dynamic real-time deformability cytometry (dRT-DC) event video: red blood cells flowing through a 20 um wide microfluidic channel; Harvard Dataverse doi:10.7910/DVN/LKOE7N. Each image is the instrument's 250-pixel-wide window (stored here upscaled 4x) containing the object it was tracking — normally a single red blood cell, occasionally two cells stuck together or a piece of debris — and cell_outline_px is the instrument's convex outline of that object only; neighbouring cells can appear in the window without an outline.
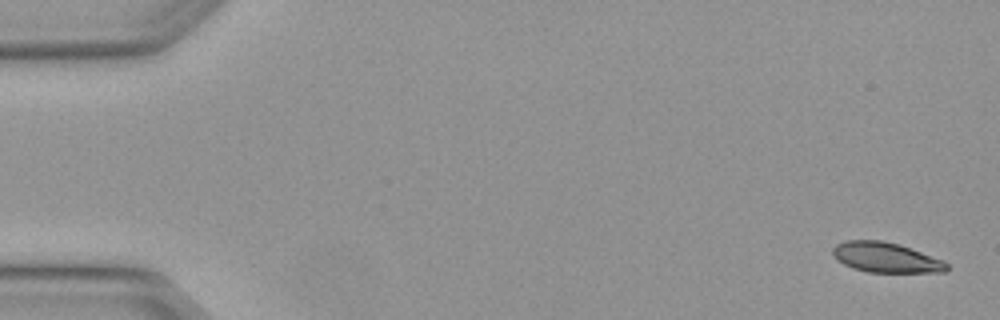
{"species": "Egyptian fruit bat (a non-hibernating species)", "species_latin": "Rousettus aegyptiacus", "temperature_condition": "warm", "stored_images_in_passage": 6, "camera_frame_rate_fps": 3000, "um_per_image_px": 0.085, "animal": {"sex": "female"}, "frame": {"image": 1, "passage_image": 1, "time_ms": 0.0, "image_size_px": [1000, 320], "cell_outline_px": [[948, 268], [944, 272], [868, 272], [852, 268], [836, 260], [832, 256], [832, 248], [836, 244], [844, 240], [884, 240], [900, 244], [944, 260], [948, 264]], "centroid_in_image_um": [75.27, 21.87], "position_along_channel_um": 9.7, "area_um2": 20.23}}